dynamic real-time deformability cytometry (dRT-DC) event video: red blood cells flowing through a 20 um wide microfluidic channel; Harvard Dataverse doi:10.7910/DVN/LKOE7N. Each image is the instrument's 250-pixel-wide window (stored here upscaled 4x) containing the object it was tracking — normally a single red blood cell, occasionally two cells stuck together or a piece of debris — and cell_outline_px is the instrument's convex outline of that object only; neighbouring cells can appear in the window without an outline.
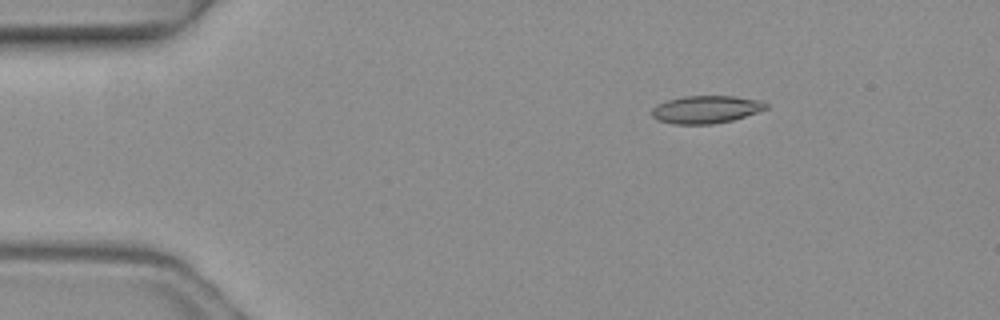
{"species": "common noctule bat (a hibernating species)", "species_latin": "Nyctalus noctula", "temperature_condition": "warm", "stored_images_in_passage": 5, "camera_frame_rate_fps": 3000, "um_per_image_px": 0.085, "animal": {"sex": "female", "body_mass_g": 19.3, "forearm_length_mm": 54.1}, "frame": {"image": 1, "passage_image": 2, "time_ms": 0.333, "image_size_px": [1000, 320], "cell_outline_px": [[768, 108], [732, 120], [712, 124], [672, 124], [656, 120], [652, 116], [652, 108], [656, 104], [668, 100], [684, 96], [736, 96], [760, 100], [768, 104]], "centroid_in_image_um": [59.98, 9.3], "position_along_channel_um": 25.0, "area_um2": 18.44}}
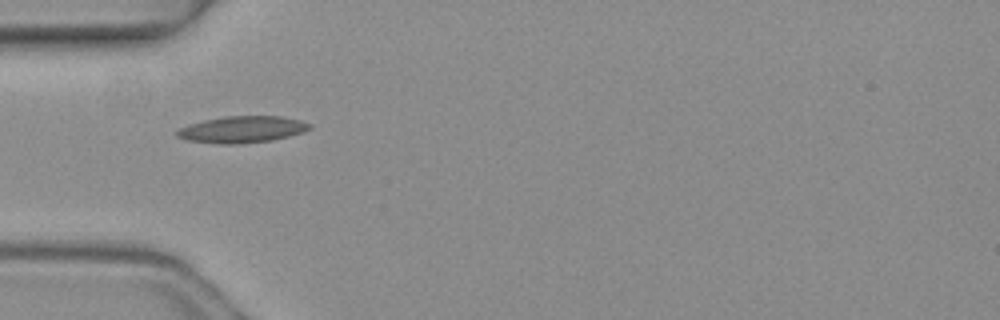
{"frame": {"image": 2, "passage_image": 4, "time_ms": 1.0, "image_size_px": [1000, 320], "cell_outline_px": [[312, 128], [304, 132], [272, 140], [232, 144], [220, 144], [188, 140], [176, 136], [176, 132], [180, 128], [188, 124], [204, 120], [224, 116], [280, 116], [300, 120], [312, 124]], "centroid_in_image_um": [20.6, 10.99], "position_along_channel_um": 64.4, "area_um2": 20.52}}
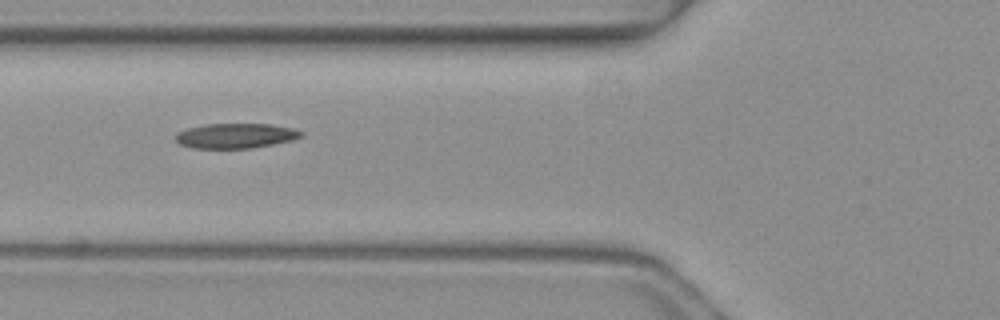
{"frame": {"image": 3, "passage_image": 5, "time_ms": 1.333, "image_size_px": [1000, 320], "cell_outline_px": [[304, 136], [292, 140], [252, 148], [192, 148], [180, 144], [176, 140], [176, 132], [188, 128], [208, 124], [268, 124], [292, 128], [304, 132]], "centroid_in_image_um": [20.04, 11.54], "position_along_channel_um": 105.8, "area_um2": 18.15}}